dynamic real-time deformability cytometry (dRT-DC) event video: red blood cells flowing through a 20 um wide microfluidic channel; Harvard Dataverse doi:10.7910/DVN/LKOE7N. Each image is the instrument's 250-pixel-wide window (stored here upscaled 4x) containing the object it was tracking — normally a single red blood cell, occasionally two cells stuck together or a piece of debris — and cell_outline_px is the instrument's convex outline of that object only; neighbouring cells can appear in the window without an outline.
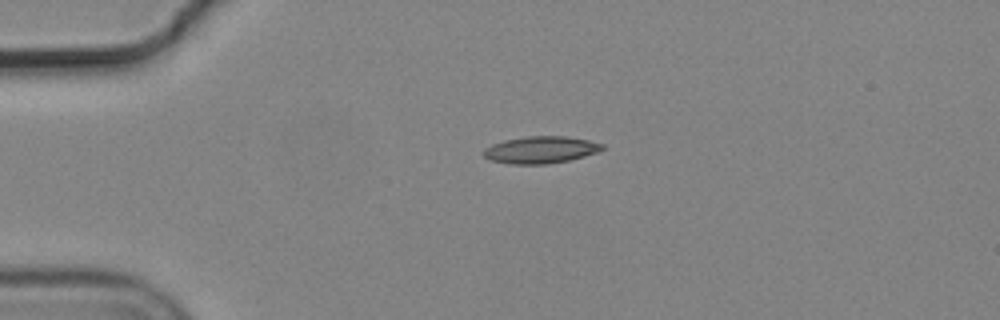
{"species": "common noctule bat (a hibernating species)", "species_latin": "Nyctalus noctula", "temperature_condition": "cold", "stored_images_in_passage": 2, "camera_frame_rate_fps": 3000, "um_per_image_px": 0.085, "animal": {"sex": "male", "body_mass_g": 19.2, "forearm_length_mm": 51.8}, "frame": {"image": 1, "passage_image": 1, "time_ms": 0.0, "image_size_px": [1000, 320], "cell_outline_px": [[604, 148], [596, 152], [584, 156], [568, 160], [548, 164], [512, 164], [492, 160], [484, 156], [484, 148], [492, 144], [504, 140], [528, 136], [564, 136], [588, 140], [604, 144]], "centroid_in_image_um": [45.95, 12.73], "position_along_channel_um": 39.0, "area_um2": 18.5}}